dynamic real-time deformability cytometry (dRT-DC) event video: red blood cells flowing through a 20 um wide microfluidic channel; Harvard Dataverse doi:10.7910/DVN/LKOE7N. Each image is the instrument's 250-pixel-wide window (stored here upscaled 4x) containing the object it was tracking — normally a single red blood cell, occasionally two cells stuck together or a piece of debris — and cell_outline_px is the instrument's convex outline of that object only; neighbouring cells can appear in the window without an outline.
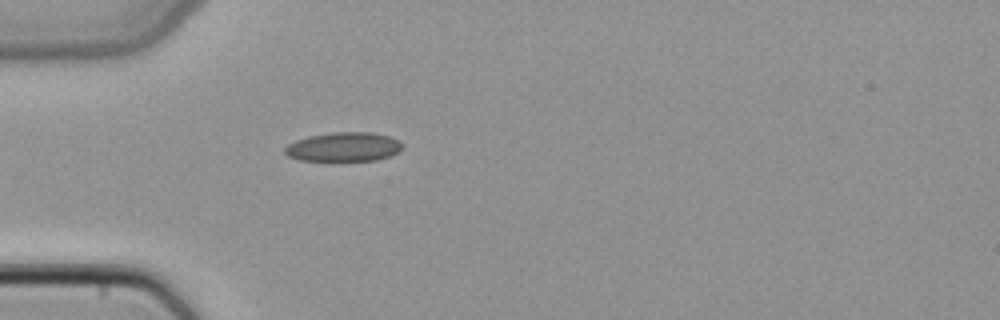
{"species": "common noctule bat (a hibernating species)", "species_latin": "Nyctalus noctula", "temperature_condition": "cold", "stored_images_in_passage": 35, "camera_frame_rate_fps": 3000, "um_per_image_px": 0.085, "animal": {"sex": "female", "body_mass_g": 22.7, "forearm_length_mm": 54.2}, "frame": {"image": 1, "passage_image": 1, "time_ms": 0.0, "image_size_px": [1000, 320], "cell_outline_px": [[404, 144], [396, 152], [388, 156], [376, 160], [344, 164], [332, 164], [300, 160], [288, 156], [284, 152], [284, 148], [288, 144], [296, 140], [308, 136], [332, 132], [372, 132], [388, 136]], "centroid_in_image_um": [29.14, 12.55], "position_along_channel_um": 55.9, "area_um2": 20.98}}
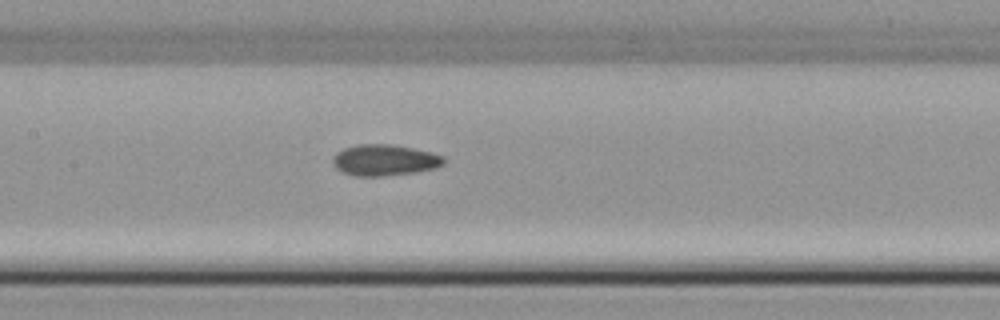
{"frame": {"image": 2, "passage_image": 10, "time_ms": 3.0, "image_size_px": [1000, 320], "cell_outline_px": [[444, 164], [436, 168], [416, 172], [384, 176], [356, 176], [344, 172], [336, 168], [332, 164], [332, 156], [336, 152], [344, 148], [356, 144], [388, 144], [412, 148], [444, 156]], "centroid_in_image_um": [32.65, 13.61], "position_along_channel_um": 174.7, "area_um2": 20.17}}
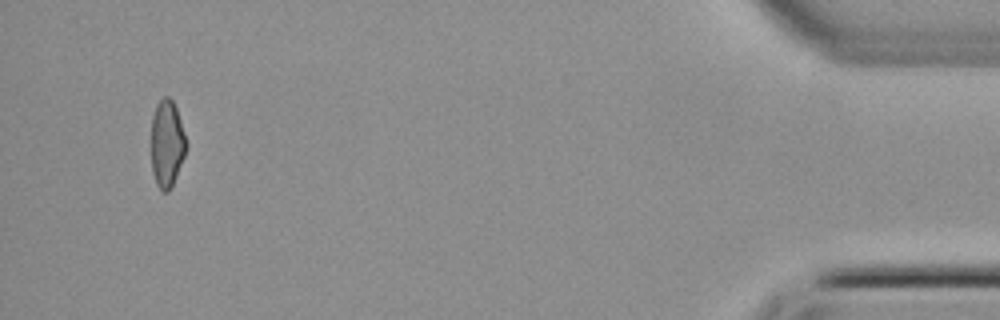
{"frame": {"image": 3, "passage_image": 33, "time_ms": 10.667, "image_size_px": [1000, 320], "cell_outline_px": [[188, 144], [184, 156], [176, 176], [168, 192], [160, 192], [156, 184], [152, 172], [152, 116], [156, 104], [164, 96], [168, 96], [172, 100], [176, 108]], "centroid_in_image_um": [14.19, 12.22], "position_along_channel_um": 421.0, "area_um2": 17.74}}